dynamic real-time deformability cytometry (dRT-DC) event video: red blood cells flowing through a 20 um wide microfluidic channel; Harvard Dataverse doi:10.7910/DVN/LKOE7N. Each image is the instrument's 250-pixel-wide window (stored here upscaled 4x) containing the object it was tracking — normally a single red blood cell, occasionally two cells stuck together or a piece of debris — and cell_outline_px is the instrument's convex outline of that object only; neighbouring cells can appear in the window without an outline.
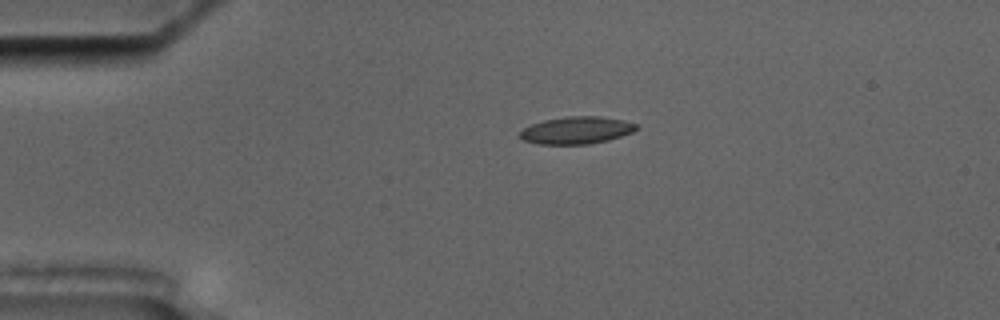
{"species": "common noctule bat (a hibernating species)", "species_latin": "Nyctalus noctula", "temperature_condition": "cold", "stored_images_in_passage": 2, "camera_frame_rate_fps": 3000, "um_per_image_px": 0.085, "animal": {"sex": "male", "body_mass_g": 17.5, "forearm_length_mm": 52.3}, "frame": {"image": 1, "passage_image": 1, "time_ms": 0.0, "image_size_px": [1000, 320], "cell_outline_px": [[640, 128], [632, 132], [608, 140], [588, 144], [540, 144], [524, 140], [520, 136], [520, 132], [524, 128], [532, 124], [544, 120], [568, 116], [600, 116], [624, 120], [636, 124]], "centroid_in_image_um": [49.03, 11.06], "position_along_channel_um": 36.0, "area_um2": 18.38}}